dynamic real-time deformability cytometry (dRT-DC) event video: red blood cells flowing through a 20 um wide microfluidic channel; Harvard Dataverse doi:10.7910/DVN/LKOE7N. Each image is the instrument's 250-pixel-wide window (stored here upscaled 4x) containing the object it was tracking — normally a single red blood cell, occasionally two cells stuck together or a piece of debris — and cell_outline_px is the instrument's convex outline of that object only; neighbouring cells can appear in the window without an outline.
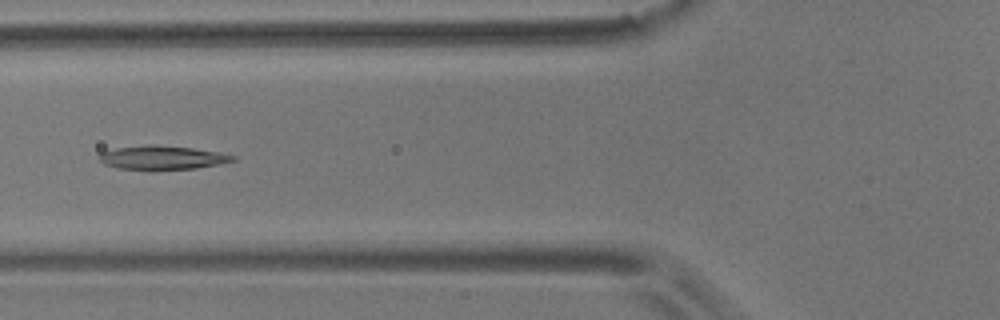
{"species": "common noctule bat (a hibernating species)", "species_latin": "Nyctalus noctula", "temperature_condition": "room temperature", "stored_images_in_passage": 7, "camera_frame_rate_fps": 3000, "um_per_image_px": 0.085, "animal": {"sex": "male", "body_mass_g": 17.9}, "frame": {"image": 1, "passage_image": 6, "time_ms": 1.667, "image_size_px": [1000, 320], "cell_outline_px": [[236, 160], [196, 168], [156, 172], [148, 172], [120, 168], [104, 164], [96, 160], [100, 152], [116, 148], [148, 144], [152, 144], [192, 148], [220, 152], [236, 156]], "centroid_in_image_um": [13.72, 13.43], "position_along_channel_um": 112.1, "area_um2": 19.31}}
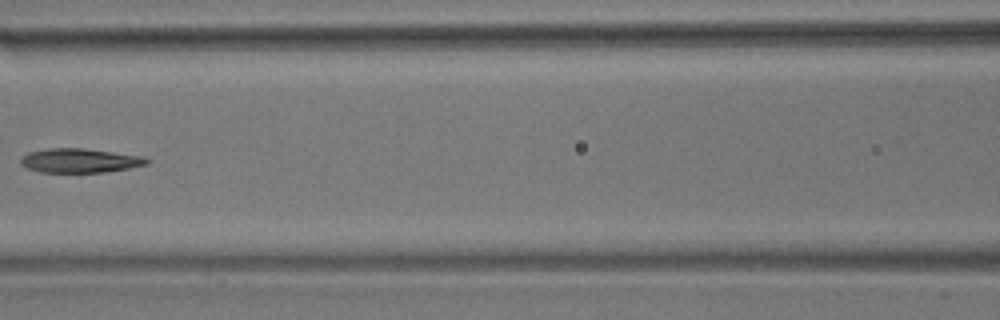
{"frame": {"image": 2, "passage_image": 7, "time_ms": 2.0, "image_size_px": [1000, 320], "cell_outline_px": [[152, 160], [148, 164], [128, 168], [104, 172], [40, 172], [28, 168], [20, 164], [20, 156], [28, 152], [48, 148], [84, 148], [144, 156]], "centroid_in_image_um": [6.78, 13.64], "position_along_channel_um": 159.8, "area_um2": 17.92}}